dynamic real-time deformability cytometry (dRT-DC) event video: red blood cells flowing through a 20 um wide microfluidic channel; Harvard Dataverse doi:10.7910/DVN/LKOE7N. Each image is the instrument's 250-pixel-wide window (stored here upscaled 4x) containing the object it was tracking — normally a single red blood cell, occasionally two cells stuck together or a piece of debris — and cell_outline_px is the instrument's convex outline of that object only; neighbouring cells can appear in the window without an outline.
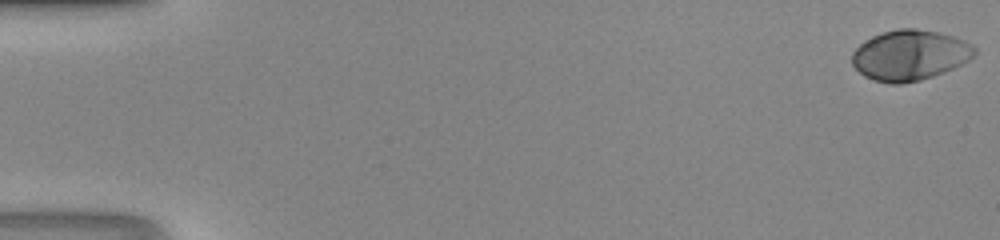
{"species": "human", "species_latin": "Homo sapiens", "temperature_condition": "room temperature", "stored_images_in_passage": 48, "camera_frame_rate_fps": 3000, "um_per_image_px": 0.085, "donor": {"sex": "male"}, "frame": {"image": 1, "passage_image": 1, "time_ms": 0.0, "image_size_px": [1000, 240], "cell_outline_px": [[976, 52], [968, 60], [944, 72], [920, 80], [900, 84], [892, 84], [872, 80], [864, 76], [852, 64], [852, 52], [864, 40], [872, 36], [884, 32], [900, 28], [916, 28], [940, 32], [964, 40], [976, 48]], "centroid_in_image_um": [77.31, 4.69], "position_along_channel_um": 7.7, "area_um2": 35.89}}
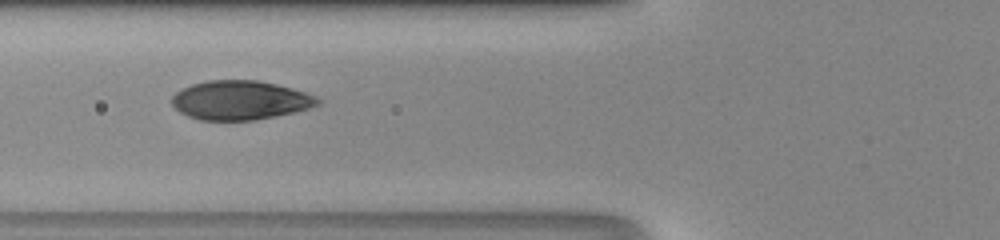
{"frame": {"image": 2, "passage_image": 20, "time_ms": 6.333, "image_size_px": [1000, 240], "cell_outline_px": [[324, 100], [320, 104], [308, 108], [292, 112], [256, 120], [200, 120], [188, 116], [180, 112], [172, 104], [172, 96], [176, 92], [192, 84], [208, 80], [256, 80], [276, 84], [308, 92]], "centroid_in_image_um": [20.45, 8.51], "position_along_channel_um": 105.4, "area_um2": 33.23}}
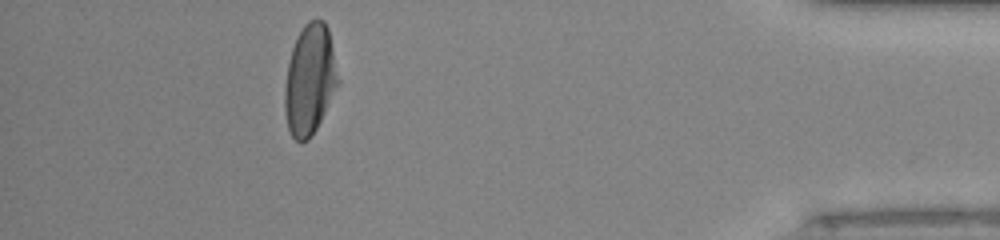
{"frame": {"image": 3, "passage_image": 44, "time_ms": 14.333, "image_size_px": [1000, 240], "cell_outline_px": [[336, 84], [324, 112], [316, 128], [308, 140], [300, 144], [292, 136], [288, 128], [284, 108], [284, 88], [288, 64], [292, 48], [304, 24], [308, 20], [316, 16], [324, 20], [328, 28], [332, 48], [336, 80]], "centroid_in_image_um": [26.27, 6.75], "position_along_channel_um": 408.9, "area_um2": 33.41}}